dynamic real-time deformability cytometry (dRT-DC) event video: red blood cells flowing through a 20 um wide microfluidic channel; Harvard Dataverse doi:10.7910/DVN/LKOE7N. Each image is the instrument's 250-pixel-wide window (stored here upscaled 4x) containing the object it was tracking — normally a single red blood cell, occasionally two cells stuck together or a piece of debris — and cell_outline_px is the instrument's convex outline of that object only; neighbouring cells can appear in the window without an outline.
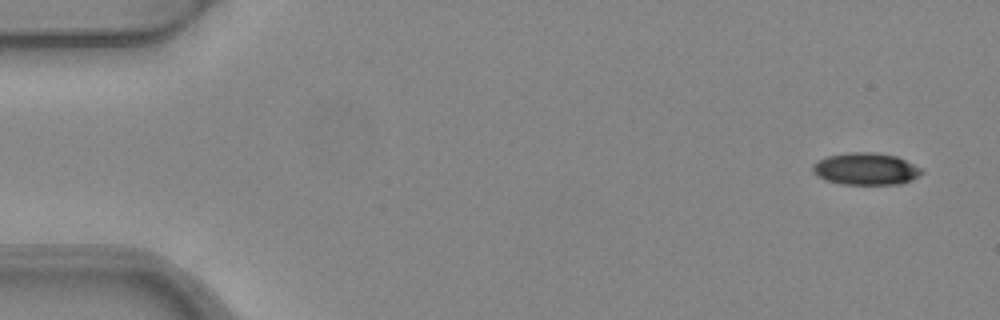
{"species": "common noctule bat (a hibernating species)", "species_latin": "Nyctalus noctula", "temperature_condition": "warm", "stored_images_in_passage": 7, "camera_frame_rate_fps": 3000, "um_per_image_px": 0.085, "animal": {"sex": "female", "body_mass_g": 24.6, "forearm_length_mm": 56.2}, "frame": {"image": 1, "passage_image": 1, "time_ms": 0.0, "image_size_px": [1000, 320], "cell_outline_px": [[924, 172], [912, 180], [900, 184], [844, 184], [828, 180], [816, 176], [812, 172], [812, 164], [828, 156], [848, 152], [872, 152], [896, 156], [920, 168]], "centroid_in_image_um": [73.58, 14.36], "position_along_channel_um": 11.4, "area_um2": 20.17}}
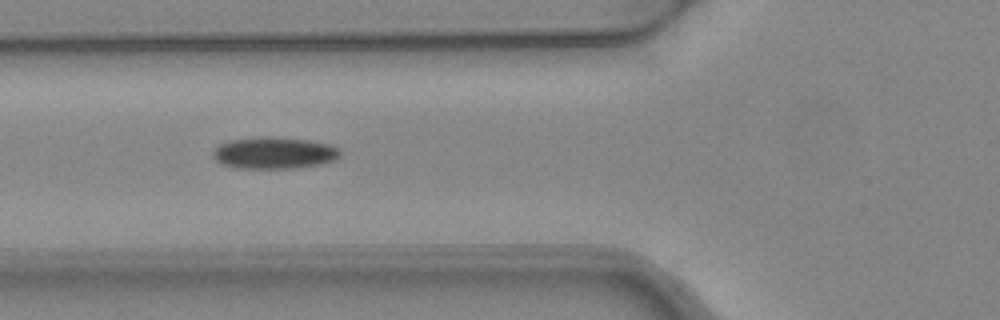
{"frame": {"image": 2, "passage_image": 5, "time_ms": 1.333, "image_size_px": [1000, 320], "cell_outline_px": [[340, 156], [336, 160], [320, 164], [296, 168], [232, 168], [220, 164], [212, 156], [212, 152], [220, 144], [228, 140], [264, 136], [312, 140], [328, 144], [336, 148], [340, 152]], "centroid_in_image_um": [23.27, 13.0], "position_along_channel_um": 102.5, "area_um2": 23.7}}
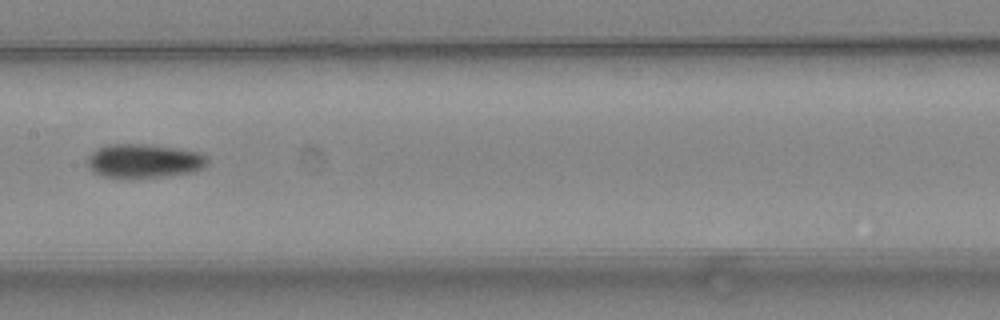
{"frame": {"image": 3, "passage_image": 7, "time_ms": 2.0, "image_size_px": [1000, 320], "cell_outline_px": [[208, 164], [192, 172], [168, 176], [132, 180], [116, 180], [100, 176], [92, 172], [88, 168], [88, 156], [96, 148], [108, 144], [144, 144], [176, 148], [200, 152], [208, 156]], "centroid_in_image_um": [12.18, 13.72], "position_along_channel_um": 195.2, "area_um2": 24.68}}